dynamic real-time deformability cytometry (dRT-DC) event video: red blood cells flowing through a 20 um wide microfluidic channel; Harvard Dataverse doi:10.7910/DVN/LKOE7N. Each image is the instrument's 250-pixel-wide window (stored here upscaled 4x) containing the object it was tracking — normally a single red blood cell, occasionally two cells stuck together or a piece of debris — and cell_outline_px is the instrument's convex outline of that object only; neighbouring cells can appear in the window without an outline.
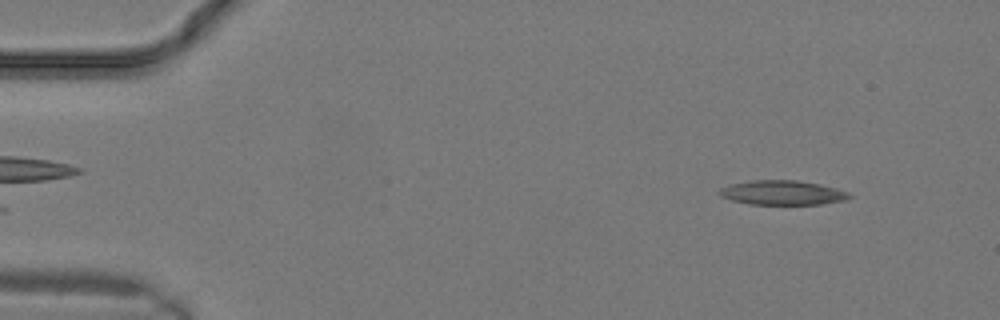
{"species": "common noctule bat (a hibernating species)", "species_latin": "Nyctalus noctula", "temperature_condition": "warm", "stored_images_in_passage": 8, "camera_frame_rate_fps": 3000, "um_per_image_px": 0.085, "animal": {"sex": "male", "body_mass_g": 19.2, "forearm_length_mm": 51.8}, "frame": {"image": 1, "passage_image": 2, "time_ms": 0.333, "image_size_px": [1000, 320], "cell_outline_px": [[852, 196], [848, 200], [820, 204], [748, 204], [732, 200], [720, 196], [716, 192], [720, 188], [728, 184], [752, 180], [796, 180], [820, 184], [836, 188], [848, 192]], "centroid_in_image_um": [66.48, 16.37], "position_along_channel_um": 18.5, "area_um2": 18.67}}